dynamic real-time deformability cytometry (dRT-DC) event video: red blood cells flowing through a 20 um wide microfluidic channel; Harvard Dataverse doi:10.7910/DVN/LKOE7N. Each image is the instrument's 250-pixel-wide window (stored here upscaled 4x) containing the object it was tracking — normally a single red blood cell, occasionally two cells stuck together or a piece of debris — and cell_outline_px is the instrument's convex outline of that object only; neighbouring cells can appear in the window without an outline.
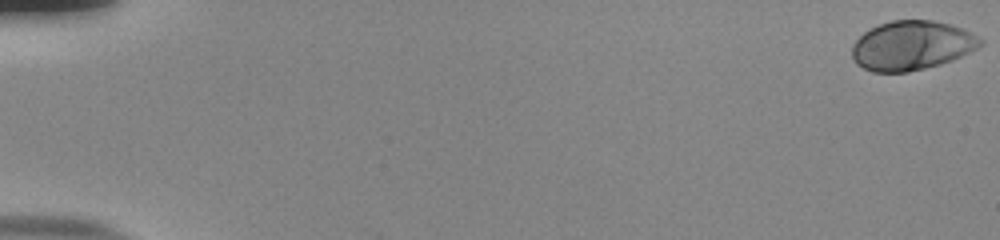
{"species": "human", "species_latin": "Homo sapiens", "temperature_condition": "room temperature", "stored_images_in_passage": 55, "camera_frame_rate_fps": 3000, "um_per_image_px": 0.085, "donor": {"sex": "male"}, "frame": {"image": 1, "passage_image": 1, "time_ms": 0.0, "image_size_px": [1000, 240], "cell_outline_px": [[984, 44], [952, 60], [940, 64], [908, 72], [872, 72], [856, 64], [852, 56], [852, 44], [864, 32], [880, 24], [892, 20], [932, 20], [964, 28], [984, 40]], "centroid_in_image_um": [77.49, 3.87], "position_along_channel_um": 7.5, "area_um2": 36.76}}
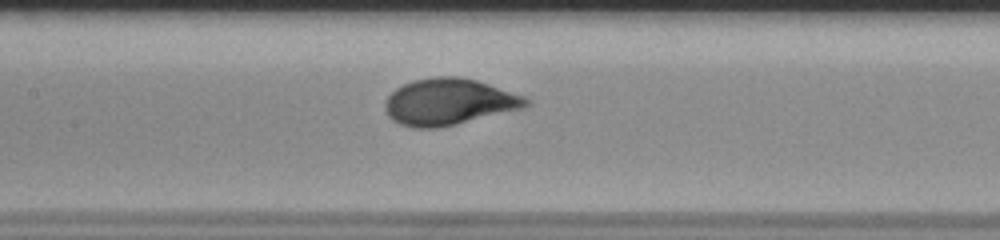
{"frame": {"image": 2, "passage_image": 28, "time_ms": 9.0, "image_size_px": [1000, 240], "cell_outline_px": [[532, 104], [524, 108], [456, 124], [436, 128], [412, 128], [400, 124], [392, 120], [388, 116], [384, 108], [384, 100], [396, 88], [412, 80], [436, 76], [460, 76], [476, 80], [524, 96], [532, 100]], "centroid_in_image_um": [38.15, 8.66], "position_along_channel_um": 169.3, "area_um2": 38.38}}
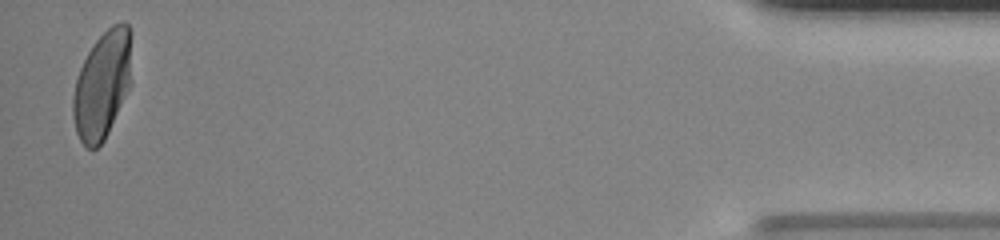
{"frame": {"image": 3, "passage_image": 54, "time_ms": 17.667, "image_size_px": [1000, 240], "cell_outline_px": [[132, 32], [128, 88], [108, 132], [104, 140], [96, 148], [88, 148], [80, 140], [76, 132], [72, 116], [72, 96], [76, 80], [80, 68], [88, 52], [96, 40], [112, 24], [124, 20], [128, 24]], "centroid_in_image_um": [8.67, 7.17], "position_along_channel_um": 426.5, "area_um2": 36.41}, "authors_computed_cell_mechanics": {"area_um2": 36.5874, "velocity_mm_per_s": 3.8582, "shape_relaxation_time_tau1_ms": 3.7366, "shape_relaxation_time_tau2_ms": null, "deformation_change_tau1": 0.1843, "deformation_change_tau2": null}}